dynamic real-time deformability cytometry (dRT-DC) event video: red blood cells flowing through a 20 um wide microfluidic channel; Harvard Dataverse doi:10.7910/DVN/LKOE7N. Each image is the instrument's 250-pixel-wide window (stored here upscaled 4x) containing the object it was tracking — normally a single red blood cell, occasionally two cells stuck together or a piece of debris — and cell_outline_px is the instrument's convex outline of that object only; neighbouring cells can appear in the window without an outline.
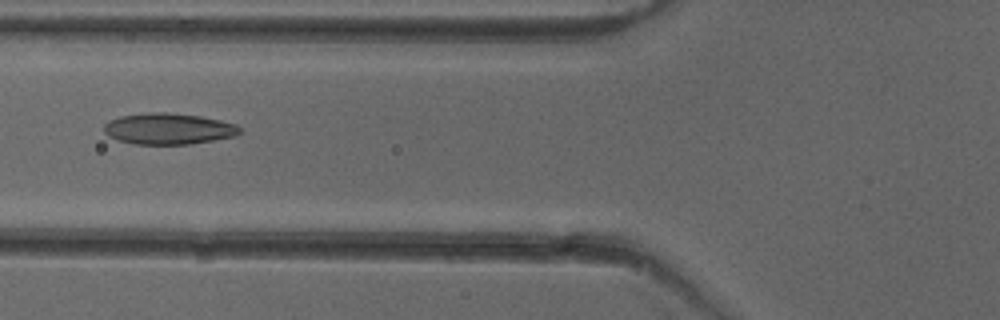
{"species": "common noctule bat (a hibernating species)", "species_latin": "Nyctalus noctula", "temperature_condition": "cold", "stored_images_in_passage": 52, "camera_frame_rate_fps": 3000, "um_per_image_px": 0.085, "animal": {"sex": "female"}, "frame": {"image": 1, "passage_image": 20, "time_ms": 6.333, "image_size_px": [1000, 320], "cell_outline_px": [[240, 132], [236, 136], [192, 144], [136, 144], [116, 140], [108, 136], [104, 132], [104, 124], [108, 120], [120, 116], [148, 112], [172, 112], [200, 116], [220, 120], [236, 124], [240, 128]], "centroid_in_image_um": [14.3, 10.94], "position_along_channel_um": 111.5, "area_um2": 24.91}}
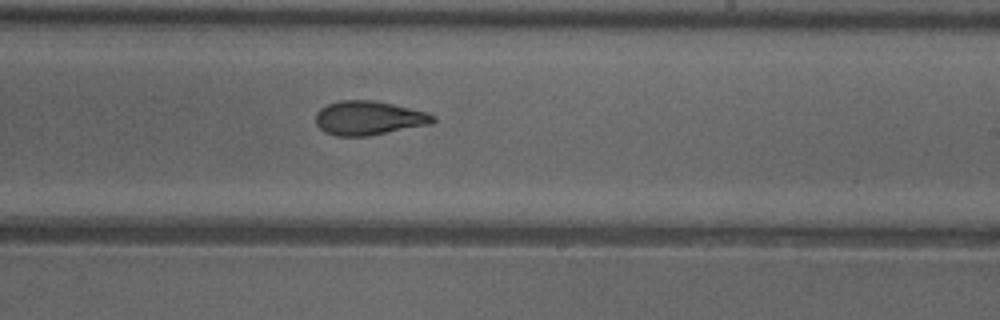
{"frame": {"image": 2, "passage_image": 31, "time_ms": 10.0, "image_size_px": [1000, 320], "cell_outline_px": [[436, 120], [432, 124], [368, 136], [336, 136], [324, 132], [316, 124], [316, 112], [320, 108], [328, 104], [340, 100], [376, 100], [428, 112], [436, 116]], "centroid_in_image_um": [31.36, 10.03], "position_along_channel_um": 257.6, "area_um2": 23.52}}
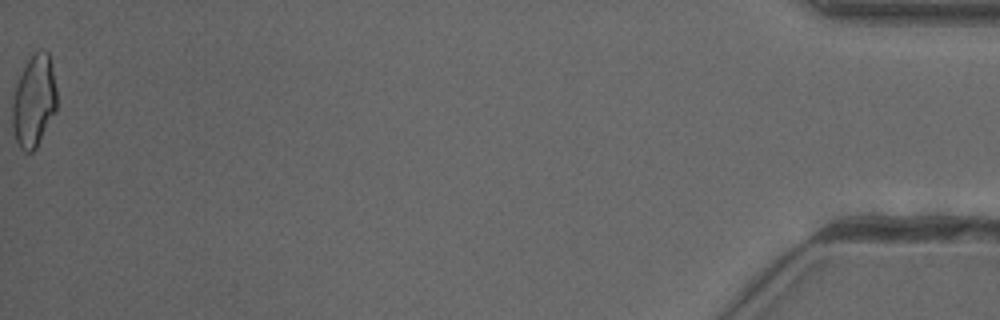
{"frame": {"image": 3, "passage_image": 52, "time_ms": 17.0, "image_size_px": [1000, 320], "cell_outline_px": [[56, 112], [36, 148], [32, 152], [24, 152], [20, 148], [16, 140], [12, 128], [12, 100], [24, 64], [32, 52], [40, 48], [44, 48], [48, 52], [52, 64], [56, 88]], "centroid_in_image_um": [2.89, 8.56], "position_along_channel_um": 432.3, "area_um2": 24.22}, "authors_computed_cell_mechanics": {"area_um2": 23.6402, "velocity_mm_per_s": 3.9807, "shape_relaxation_time_tau1_ms": 9.8336, "shape_relaxation_time_tau2_ms": 2.4922, "deformation_change_tau1": 0.2263, "deformation_change_tau2": 0.097}}